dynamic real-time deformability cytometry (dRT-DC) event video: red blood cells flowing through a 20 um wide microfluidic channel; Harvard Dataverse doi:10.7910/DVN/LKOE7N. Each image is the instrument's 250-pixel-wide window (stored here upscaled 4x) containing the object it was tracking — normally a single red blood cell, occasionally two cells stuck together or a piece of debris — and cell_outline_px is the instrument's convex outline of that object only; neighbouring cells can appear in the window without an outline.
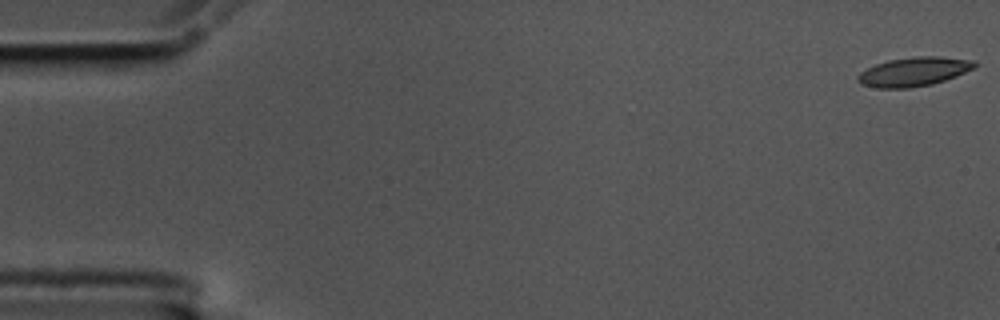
{"species": "common noctule bat (a hibernating species)", "species_latin": "Nyctalus noctula", "temperature_condition": "cold", "stored_images_in_passage": 9, "camera_frame_rate_fps": 3000, "um_per_image_px": 0.085, "animal": {"sex": "male", "body_mass_g": 17.5, "forearm_length_mm": 52.3}, "frame": {"image": 1, "passage_image": 1, "time_ms": 0.0, "image_size_px": [1000, 320], "cell_outline_px": [[976, 64], [972, 68], [956, 76], [932, 84], [908, 88], [876, 88], [860, 84], [856, 80], [856, 76], [860, 72], [876, 64], [888, 60], [916, 56], [940, 56], [976, 60]], "centroid_in_image_um": [77.64, 6.09], "position_along_channel_um": 7.4, "area_um2": 19.77}}